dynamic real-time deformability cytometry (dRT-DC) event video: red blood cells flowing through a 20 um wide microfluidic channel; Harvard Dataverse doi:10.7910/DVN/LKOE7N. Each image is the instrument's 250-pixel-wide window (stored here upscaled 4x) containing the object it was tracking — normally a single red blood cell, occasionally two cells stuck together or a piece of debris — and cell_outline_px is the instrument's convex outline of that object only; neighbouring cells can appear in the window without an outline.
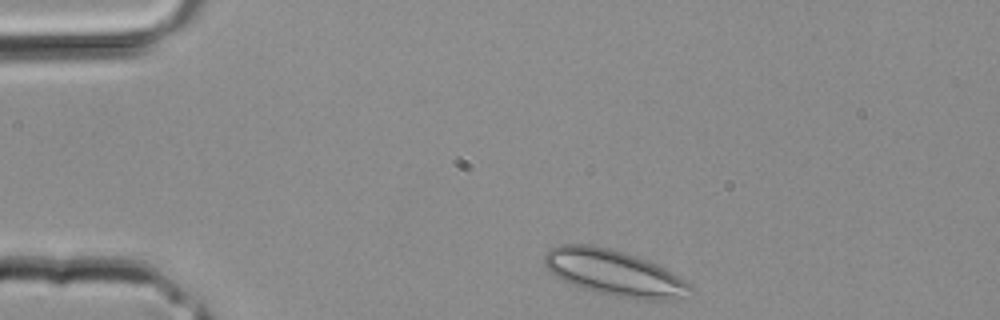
{"species": "common noctule bat (a hibernating species)", "species_latin": "Nyctalus noctula", "temperature_condition": "room temperature", "stored_images_in_passage": 2, "camera_frame_rate_fps": 3000, "um_per_image_px": 0.085, "animal": {"sex": "male", "body_mass_g": 20.4}, "frame": {"image": 1, "passage_image": 1, "time_ms": 0.0, "image_size_px": [1000, 320], "cell_outline_px": [[692, 288], [680, 296], [664, 300], [644, 300], [616, 296], [596, 292], [580, 288], [556, 276], [544, 264], [544, 256], [552, 248], [560, 244], [588, 244], [608, 248], [624, 252], [648, 260], [672, 272], [692, 284]], "centroid_in_image_um": [52.19, 23.18], "position_along_channel_um": 32.8, "area_um2": 38.44}}